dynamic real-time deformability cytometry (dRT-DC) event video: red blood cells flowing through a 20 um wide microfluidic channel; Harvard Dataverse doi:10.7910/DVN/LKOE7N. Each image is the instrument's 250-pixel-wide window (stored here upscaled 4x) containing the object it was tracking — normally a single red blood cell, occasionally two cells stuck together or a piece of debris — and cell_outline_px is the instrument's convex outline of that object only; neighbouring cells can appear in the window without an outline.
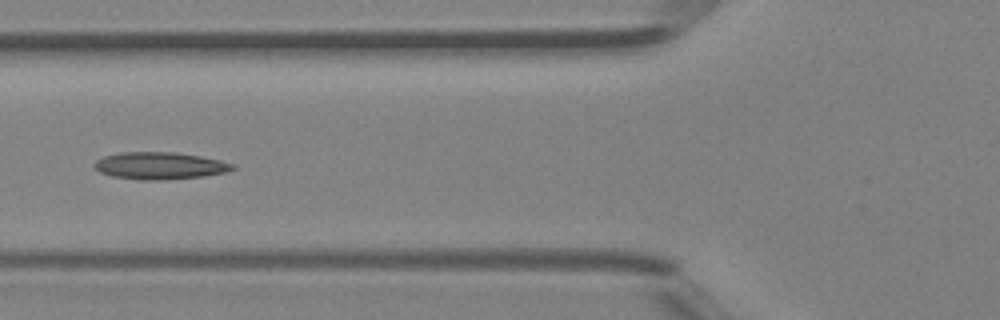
{"species": "Egyptian fruit bat (a non-hibernating species)", "species_latin": "Rousettus aegyptiacus", "temperature_condition": "room temperature", "stored_images_in_passage": 5, "camera_frame_rate_fps": 3000, "um_per_image_px": 0.085, "animal": {"sex": "female"}, "frame": {"image": 1, "passage_image": 5, "time_ms": 1.333, "image_size_px": [1000, 320], "cell_outline_px": [[236, 168], [224, 172], [204, 176], [168, 180], [140, 180], [112, 176], [100, 172], [92, 164], [96, 160], [104, 156], [120, 152], [176, 152], [200, 156], [220, 160], [236, 164]], "centroid_in_image_um": [13.59, 14.08], "position_along_channel_um": 112.2, "area_um2": 22.02}}